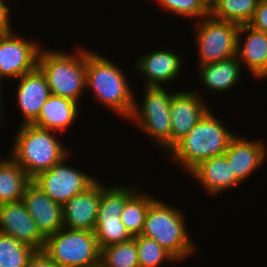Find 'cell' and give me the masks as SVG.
<instances>
[{"mask_svg":"<svg viewBox=\"0 0 267 267\" xmlns=\"http://www.w3.org/2000/svg\"><path fill=\"white\" fill-rule=\"evenodd\" d=\"M124 71L106 56L86 49V90H90L96 103L128 120L134 94Z\"/></svg>","mask_w":267,"mask_h":267,"instance_id":"obj_1","label":"cell"},{"mask_svg":"<svg viewBox=\"0 0 267 267\" xmlns=\"http://www.w3.org/2000/svg\"><path fill=\"white\" fill-rule=\"evenodd\" d=\"M211 110L168 153L172 163L182 167L185 173L203 160L224 154L236 135Z\"/></svg>","mask_w":267,"mask_h":267,"instance_id":"obj_2","label":"cell"},{"mask_svg":"<svg viewBox=\"0 0 267 267\" xmlns=\"http://www.w3.org/2000/svg\"><path fill=\"white\" fill-rule=\"evenodd\" d=\"M19 126L9 155L31 179L71 155L67 146L58 139L61 132L42 129L33 124Z\"/></svg>","mask_w":267,"mask_h":267,"instance_id":"obj_3","label":"cell"},{"mask_svg":"<svg viewBox=\"0 0 267 267\" xmlns=\"http://www.w3.org/2000/svg\"><path fill=\"white\" fill-rule=\"evenodd\" d=\"M79 47L72 54L41 48L37 63L47 80L50 94L77 103L86 91V48Z\"/></svg>","mask_w":267,"mask_h":267,"instance_id":"obj_4","label":"cell"},{"mask_svg":"<svg viewBox=\"0 0 267 267\" xmlns=\"http://www.w3.org/2000/svg\"><path fill=\"white\" fill-rule=\"evenodd\" d=\"M155 199L146 214L143 236L156 240L180 264L196 252V245L186 227L185 214L173 207Z\"/></svg>","mask_w":267,"mask_h":267,"instance_id":"obj_5","label":"cell"},{"mask_svg":"<svg viewBox=\"0 0 267 267\" xmlns=\"http://www.w3.org/2000/svg\"><path fill=\"white\" fill-rule=\"evenodd\" d=\"M164 86H144L142 103L135 100L128 121L131 120L161 151L171 150L170 103L175 92ZM137 124V125H136Z\"/></svg>","mask_w":267,"mask_h":267,"instance_id":"obj_6","label":"cell"},{"mask_svg":"<svg viewBox=\"0 0 267 267\" xmlns=\"http://www.w3.org/2000/svg\"><path fill=\"white\" fill-rule=\"evenodd\" d=\"M57 267H92L101 263L94 232L62 228L45 240L42 250Z\"/></svg>","mask_w":267,"mask_h":267,"instance_id":"obj_7","label":"cell"},{"mask_svg":"<svg viewBox=\"0 0 267 267\" xmlns=\"http://www.w3.org/2000/svg\"><path fill=\"white\" fill-rule=\"evenodd\" d=\"M106 186L101 182V198L94 234L102 249L133 238L121 221L125 203L140 189L135 181L131 186Z\"/></svg>","mask_w":267,"mask_h":267,"instance_id":"obj_8","label":"cell"},{"mask_svg":"<svg viewBox=\"0 0 267 267\" xmlns=\"http://www.w3.org/2000/svg\"><path fill=\"white\" fill-rule=\"evenodd\" d=\"M196 23L194 40L199 66L236 56L240 25L216 19L211 14Z\"/></svg>","mask_w":267,"mask_h":267,"instance_id":"obj_9","label":"cell"},{"mask_svg":"<svg viewBox=\"0 0 267 267\" xmlns=\"http://www.w3.org/2000/svg\"><path fill=\"white\" fill-rule=\"evenodd\" d=\"M68 156L50 170L39 173L32 182L53 201L63 206L72 197L86 191L97 180L83 170L66 164Z\"/></svg>","mask_w":267,"mask_h":267,"instance_id":"obj_10","label":"cell"},{"mask_svg":"<svg viewBox=\"0 0 267 267\" xmlns=\"http://www.w3.org/2000/svg\"><path fill=\"white\" fill-rule=\"evenodd\" d=\"M14 32L0 34V76L16 81L37 67L42 45Z\"/></svg>","mask_w":267,"mask_h":267,"instance_id":"obj_11","label":"cell"},{"mask_svg":"<svg viewBox=\"0 0 267 267\" xmlns=\"http://www.w3.org/2000/svg\"><path fill=\"white\" fill-rule=\"evenodd\" d=\"M195 91H178L170 103L171 149L183 139L210 109L209 104Z\"/></svg>","mask_w":267,"mask_h":267,"instance_id":"obj_12","label":"cell"},{"mask_svg":"<svg viewBox=\"0 0 267 267\" xmlns=\"http://www.w3.org/2000/svg\"><path fill=\"white\" fill-rule=\"evenodd\" d=\"M184 58L172 49H154L137 58L134 70L144 76V86H164L178 79Z\"/></svg>","mask_w":267,"mask_h":267,"instance_id":"obj_13","label":"cell"},{"mask_svg":"<svg viewBox=\"0 0 267 267\" xmlns=\"http://www.w3.org/2000/svg\"><path fill=\"white\" fill-rule=\"evenodd\" d=\"M0 233L12 236L37 251H42L45 245L46 238L22 200L0 205Z\"/></svg>","mask_w":267,"mask_h":267,"instance_id":"obj_14","label":"cell"},{"mask_svg":"<svg viewBox=\"0 0 267 267\" xmlns=\"http://www.w3.org/2000/svg\"><path fill=\"white\" fill-rule=\"evenodd\" d=\"M16 103L22 113L23 124H33L40 116L42 106L51 95L47 80L42 71L36 67L16 79Z\"/></svg>","mask_w":267,"mask_h":267,"instance_id":"obj_15","label":"cell"},{"mask_svg":"<svg viewBox=\"0 0 267 267\" xmlns=\"http://www.w3.org/2000/svg\"><path fill=\"white\" fill-rule=\"evenodd\" d=\"M266 141L235 135L224 152L236 178L244 183L252 173L264 164L267 157Z\"/></svg>","mask_w":267,"mask_h":267,"instance_id":"obj_16","label":"cell"},{"mask_svg":"<svg viewBox=\"0 0 267 267\" xmlns=\"http://www.w3.org/2000/svg\"><path fill=\"white\" fill-rule=\"evenodd\" d=\"M22 201L45 238L64 227L62 206L33 182L26 187Z\"/></svg>","mask_w":267,"mask_h":267,"instance_id":"obj_17","label":"cell"},{"mask_svg":"<svg viewBox=\"0 0 267 267\" xmlns=\"http://www.w3.org/2000/svg\"><path fill=\"white\" fill-rule=\"evenodd\" d=\"M101 198V181L86 191L75 195L62 206L63 224L66 229L94 231Z\"/></svg>","mask_w":267,"mask_h":267,"instance_id":"obj_18","label":"cell"},{"mask_svg":"<svg viewBox=\"0 0 267 267\" xmlns=\"http://www.w3.org/2000/svg\"><path fill=\"white\" fill-rule=\"evenodd\" d=\"M242 35L245 37H242ZM247 35V36H246ZM245 38V39H244ZM236 56L256 80L267 78V34L248 24L240 25Z\"/></svg>","mask_w":267,"mask_h":267,"instance_id":"obj_19","label":"cell"},{"mask_svg":"<svg viewBox=\"0 0 267 267\" xmlns=\"http://www.w3.org/2000/svg\"><path fill=\"white\" fill-rule=\"evenodd\" d=\"M188 174L194 177L212 198L241 184L232 172L225 154L201 161Z\"/></svg>","mask_w":267,"mask_h":267,"instance_id":"obj_20","label":"cell"},{"mask_svg":"<svg viewBox=\"0 0 267 267\" xmlns=\"http://www.w3.org/2000/svg\"><path fill=\"white\" fill-rule=\"evenodd\" d=\"M198 77L210 93H224L236 87L242 76V65L237 56L218 62L197 66ZM233 87V88H232Z\"/></svg>","mask_w":267,"mask_h":267,"instance_id":"obj_21","label":"cell"},{"mask_svg":"<svg viewBox=\"0 0 267 267\" xmlns=\"http://www.w3.org/2000/svg\"><path fill=\"white\" fill-rule=\"evenodd\" d=\"M80 105L71 99L50 95L33 125L65 133L79 117Z\"/></svg>","mask_w":267,"mask_h":267,"instance_id":"obj_22","label":"cell"},{"mask_svg":"<svg viewBox=\"0 0 267 267\" xmlns=\"http://www.w3.org/2000/svg\"><path fill=\"white\" fill-rule=\"evenodd\" d=\"M32 179L10 156L0 160V205L21 201Z\"/></svg>","mask_w":267,"mask_h":267,"instance_id":"obj_23","label":"cell"},{"mask_svg":"<svg viewBox=\"0 0 267 267\" xmlns=\"http://www.w3.org/2000/svg\"><path fill=\"white\" fill-rule=\"evenodd\" d=\"M259 0H212L210 14L219 20L238 25L248 24Z\"/></svg>","mask_w":267,"mask_h":267,"instance_id":"obj_24","label":"cell"},{"mask_svg":"<svg viewBox=\"0 0 267 267\" xmlns=\"http://www.w3.org/2000/svg\"><path fill=\"white\" fill-rule=\"evenodd\" d=\"M139 189L126 203L121 214V221L132 237L142 234L146 214L156 197L148 196ZM142 192V193H141Z\"/></svg>","mask_w":267,"mask_h":267,"instance_id":"obj_25","label":"cell"},{"mask_svg":"<svg viewBox=\"0 0 267 267\" xmlns=\"http://www.w3.org/2000/svg\"><path fill=\"white\" fill-rule=\"evenodd\" d=\"M103 267H139L138 251L134 237L101 249Z\"/></svg>","mask_w":267,"mask_h":267,"instance_id":"obj_26","label":"cell"},{"mask_svg":"<svg viewBox=\"0 0 267 267\" xmlns=\"http://www.w3.org/2000/svg\"><path fill=\"white\" fill-rule=\"evenodd\" d=\"M36 251L12 236L0 233V267H27Z\"/></svg>","mask_w":267,"mask_h":267,"instance_id":"obj_27","label":"cell"},{"mask_svg":"<svg viewBox=\"0 0 267 267\" xmlns=\"http://www.w3.org/2000/svg\"><path fill=\"white\" fill-rule=\"evenodd\" d=\"M138 251L139 267H160L163 262L178 263L156 240L138 235L134 237Z\"/></svg>","mask_w":267,"mask_h":267,"instance_id":"obj_28","label":"cell"},{"mask_svg":"<svg viewBox=\"0 0 267 267\" xmlns=\"http://www.w3.org/2000/svg\"><path fill=\"white\" fill-rule=\"evenodd\" d=\"M159 7L170 15L201 19L210 14V2L208 0H153ZM182 16V17H181Z\"/></svg>","mask_w":267,"mask_h":267,"instance_id":"obj_29","label":"cell"},{"mask_svg":"<svg viewBox=\"0 0 267 267\" xmlns=\"http://www.w3.org/2000/svg\"><path fill=\"white\" fill-rule=\"evenodd\" d=\"M248 25L267 34V0H259L257 8Z\"/></svg>","mask_w":267,"mask_h":267,"instance_id":"obj_30","label":"cell"},{"mask_svg":"<svg viewBox=\"0 0 267 267\" xmlns=\"http://www.w3.org/2000/svg\"><path fill=\"white\" fill-rule=\"evenodd\" d=\"M7 3L8 1L6 2V0H0V34H5L13 30L10 19L11 8Z\"/></svg>","mask_w":267,"mask_h":267,"instance_id":"obj_31","label":"cell"},{"mask_svg":"<svg viewBox=\"0 0 267 267\" xmlns=\"http://www.w3.org/2000/svg\"><path fill=\"white\" fill-rule=\"evenodd\" d=\"M27 267H57L56 264L43 252L36 251Z\"/></svg>","mask_w":267,"mask_h":267,"instance_id":"obj_32","label":"cell"},{"mask_svg":"<svg viewBox=\"0 0 267 267\" xmlns=\"http://www.w3.org/2000/svg\"><path fill=\"white\" fill-rule=\"evenodd\" d=\"M3 80L4 79L0 76V126H1L2 123H4L3 120L5 119V117H4L5 115H4V112H3V110H4V107L3 106L4 105L2 104L3 98L1 97V96H3L2 93H1V92H3L2 88H1L3 86L2 85Z\"/></svg>","mask_w":267,"mask_h":267,"instance_id":"obj_33","label":"cell"},{"mask_svg":"<svg viewBox=\"0 0 267 267\" xmlns=\"http://www.w3.org/2000/svg\"><path fill=\"white\" fill-rule=\"evenodd\" d=\"M92 267H103L101 263L95 265V266H92Z\"/></svg>","mask_w":267,"mask_h":267,"instance_id":"obj_34","label":"cell"}]
</instances>
